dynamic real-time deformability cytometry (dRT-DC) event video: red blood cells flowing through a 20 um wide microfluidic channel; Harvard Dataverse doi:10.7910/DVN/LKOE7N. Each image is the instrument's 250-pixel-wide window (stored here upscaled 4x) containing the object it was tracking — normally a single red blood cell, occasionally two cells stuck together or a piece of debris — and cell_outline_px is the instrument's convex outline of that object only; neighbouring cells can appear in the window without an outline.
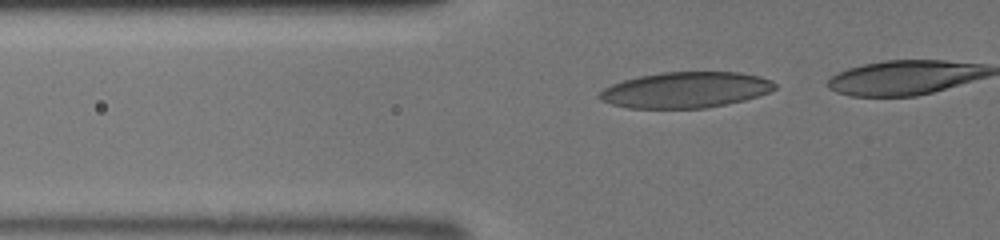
{"species": "human", "species_latin": "Homo sapiens", "temperature_condition": "room temperature", "stored_images_in_passage": 21, "camera_frame_rate_fps": 3000, "um_per_image_px": 0.085, "donor": {"sex": "male"}, "frame": {"image": 1, "passage_image": 15, "time_ms": 4.667, "image_size_px": [1000, 240], "cell_outline_px": [[776, 88], [768, 92], [744, 100], [708, 108], [628, 108], [612, 104], [600, 100], [596, 96], [604, 88], [612, 84], [624, 80], [640, 76], [660, 72], [740, 72], [760, 76], [772, 80], [776, 84]], "centroid_in_image_um": [58.27, 7.64], "position_along_channel_um": 67.5, "area_um2": 36.7}}
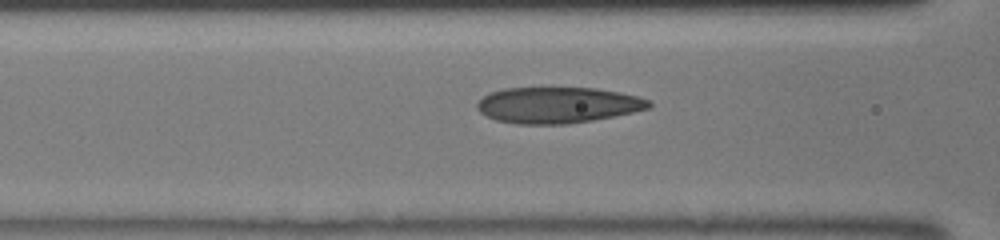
{"frame": {"image": 2, "passage_image": 19, "time_ms": 6.0, "image_size_px": [1000, 240], "cell_outline_px": [[652, 104], [648, 108], [632, 112], [592, 120], [568, 124], [516, 124], [496, 120], [480, 112], [476, 108], [476, 104], [484, 96], [492, 92], [504, 88], [596, 88], [620, 92], [636, 96], [648, 100]], "centroid_in_image_um": [47.38, 8.93], "position_along_channel_um": 119.2, "area_um2": 35.84}}